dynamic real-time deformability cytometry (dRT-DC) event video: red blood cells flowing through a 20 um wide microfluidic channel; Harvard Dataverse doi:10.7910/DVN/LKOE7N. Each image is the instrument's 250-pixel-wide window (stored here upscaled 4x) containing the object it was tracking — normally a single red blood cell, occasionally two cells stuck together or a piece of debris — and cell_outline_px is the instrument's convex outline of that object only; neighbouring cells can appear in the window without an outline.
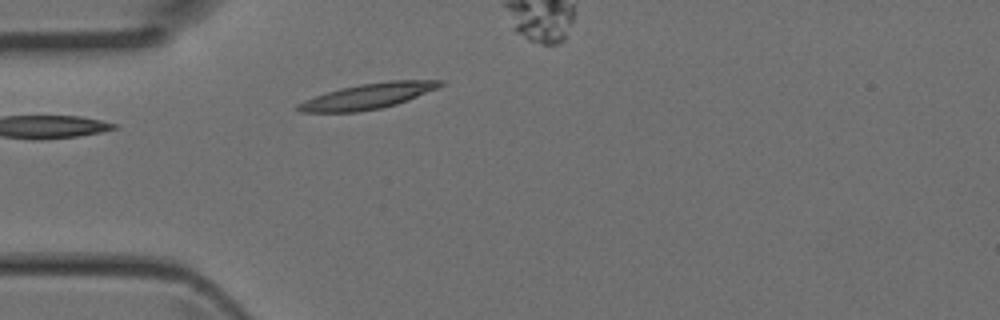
{"species": "Egyptian fruit bat (a non-hibernating species)", "species_latin": "Rousettus aegyptiacus", "temperature_condition": "room temperature", "stored_images_in_passage": 3, "camera_frame_rate_fps": 3000, "um_per_image_px": 0.085, "animal": {"sex": "female"}, "frame": {"image": 1, "passage_image": 2, "time_ms": 0.333, "image_size_px": [1000, 320], "cell_outline_px": [[444, 84], [436, 88], [408, 100], [396, 104], [380, 108], [360, 112], [300, 112], [296, 108], [296, 104], [304, 100], [340, 88], [360, 84], [388, 80], [444, 80]], "centroid_in_image_um": [31.26, 8.17], "position_along_channel_um": 53.7, "area_um2": 20.98}}